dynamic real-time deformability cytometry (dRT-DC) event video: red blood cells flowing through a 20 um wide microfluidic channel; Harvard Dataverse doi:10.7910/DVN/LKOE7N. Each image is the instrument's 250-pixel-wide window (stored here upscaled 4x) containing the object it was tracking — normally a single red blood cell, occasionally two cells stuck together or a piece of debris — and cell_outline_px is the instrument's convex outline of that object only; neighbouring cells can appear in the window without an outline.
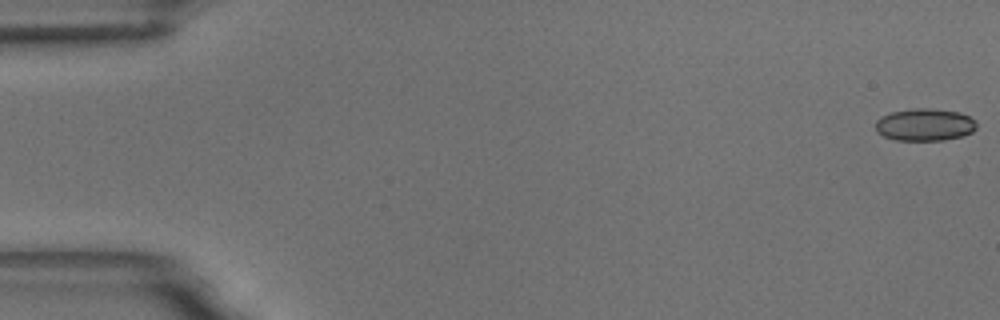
{"species": "common noctule bat (a hibernating species)", "species_latin": "Nyctalus noctula", "temperature_condition": "room temperature", "stored_images_in_passage": 59, "camera_frame_rate_fps": 3000, "um_per_image_px": 0.085, "animal": {"sex": "male", "body_mass_g": 18.8}, "frame": {"image": 1, "passage_image": 1, "time_ms": 0.0, "image_size_px": [1000, 320], "cell_outline_px": [[976, 128], [972, 132], [960, 136], [944, 140], [896, 140], [884, 136], [876, 132], [876, 120], [880, 116], [892, 112], [912, 108], [932, 108], [960, 112], [976, 120]], "centroid_in_image_um": [78.59, 10.59], "position_along_channel_um": 6.4, "area_um2": 19.13}}
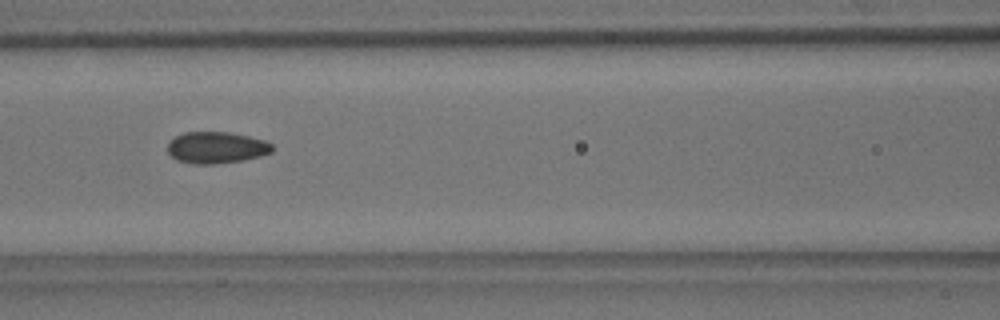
{"frame": {"image": 2, "passage_image": 26, "time_ms": 8.333, "image_size_px": [1000, 320], "cell_outline_px": [[272, 152], [260, 156], [244, 160], [216, 164], [192, 164], [176, 160], [168, 152], [168, 144], [176, 136], [184, 132], [228, 132], [248, 136], [264, 140], [272, 144]], "centroid_in_image_um": [18.39, 12.55], "position_along_channel_um": 148.2, "area_um2": 19.25}}
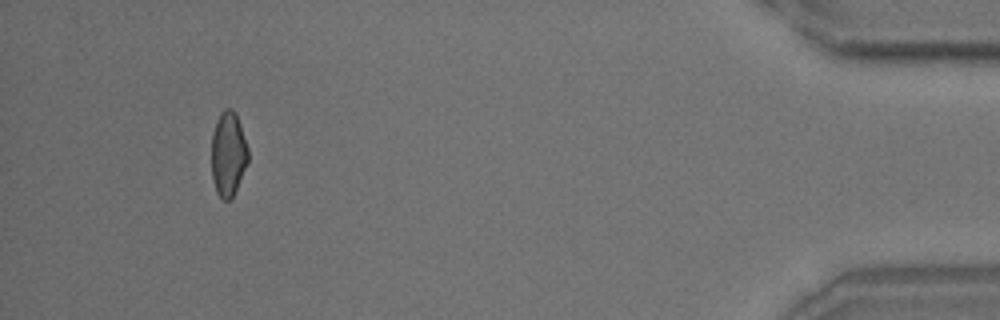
{"frame": {"image": 3, "passage_image": 55, "time_ms": 18.0, "image_size_px": [1000, 320], "cell_outline_px": [[248, 164], [232, 196], [228, 200], [224, 200], [216, 192], [212, 176], [212, 132], [216, 120], [220, 112], [224, 108], [232, 108], [236, 112], [248, 148]], "centroid_in_image_um": [19.4, 13.03], "position_along_channel_um": 415.8, "area_um2": 18.09}, "authors_computed_cell_mechanics": {"area_um2": 18.9584, "velocity_mm_per_s": 3.4646, "shape_relaxation_time_tau1_ms": null, "shape_relaxation_time_tau2_ms": 2.1544, "deformation_change_tau1": null, "deformation_change_tau2": 0.0706}}